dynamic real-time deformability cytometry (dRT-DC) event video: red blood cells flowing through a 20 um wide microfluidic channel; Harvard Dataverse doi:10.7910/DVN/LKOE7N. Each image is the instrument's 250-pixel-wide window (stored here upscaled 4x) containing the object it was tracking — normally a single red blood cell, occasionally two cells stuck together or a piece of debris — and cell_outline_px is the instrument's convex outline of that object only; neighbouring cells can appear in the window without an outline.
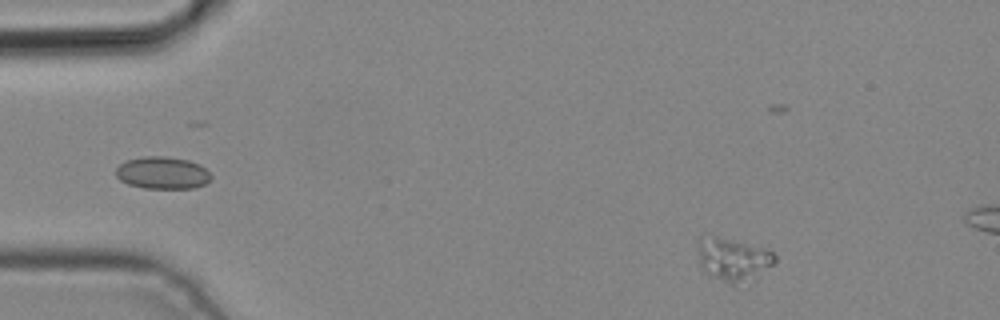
{"species": "common noctule bat (a hibernating species)", "species_latin": "Nyctalus noctula", "temperature_condition": "cold", "stored_images_in_passage": 2, "camera_frame_rate_fps": 3000, "um_per_image_px": 0.085, "animal": {"sex": "male", "body_mass_g": 19.2, "forearm_length_mm": 51.8}, "frame": {"image": 1, "passage_image": 1, "time_ms": 0.0, "image_size_px": [1000, 320], "cell_outline_px": [[776, 260], [772, 264], [736, 288], [704, 272], [700, 264], [700, 240], [704, 232], [764, 248], [772, 252], [776, 256]], "centroid_in_image_um": [62.28, 22.04], "position_along_channel_um": 22.7, "area_um2": 19.19}}